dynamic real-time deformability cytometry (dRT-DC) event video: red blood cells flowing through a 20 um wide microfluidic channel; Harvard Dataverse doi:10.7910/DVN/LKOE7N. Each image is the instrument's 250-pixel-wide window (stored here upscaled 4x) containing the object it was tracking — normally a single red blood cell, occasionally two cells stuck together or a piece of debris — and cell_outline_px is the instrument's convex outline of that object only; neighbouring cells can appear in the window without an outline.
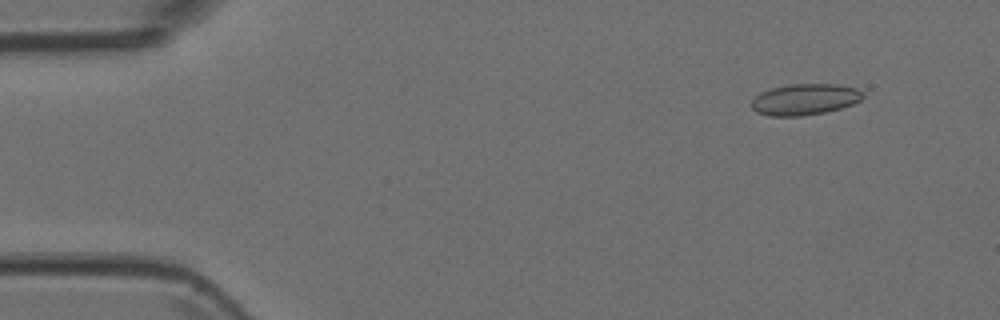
{"species": "Egyptian fruit bat (a non-hibernating species)", "species_latin": "Rousettus aegyptiacus", "temperature_condition": "room temperature", "stored_images_in_passage": 3, "camera_frame_rate_fps": 3000, "um_per_image_px": 0.085, "animal": {"sex": "female"}, "frame": {"image": 1, "passage_image": 1, "time_ms": 0.0, "image_size_px": [1000, 320], "cell_outline_px": [[864, 96], [860, 100], [852, 104], [840, 108], [824, 112], [800, 116], [768, 116], [756, 112], [752, 108], [752, 100], [760, 92], [772, 88], [788, 84], [836, 84], [856, 88], [864, 92]], "centroid_in_image_um": [68.4, 8.44], "position_along_channel_um": 16.6, "area_um2": 20.23}}
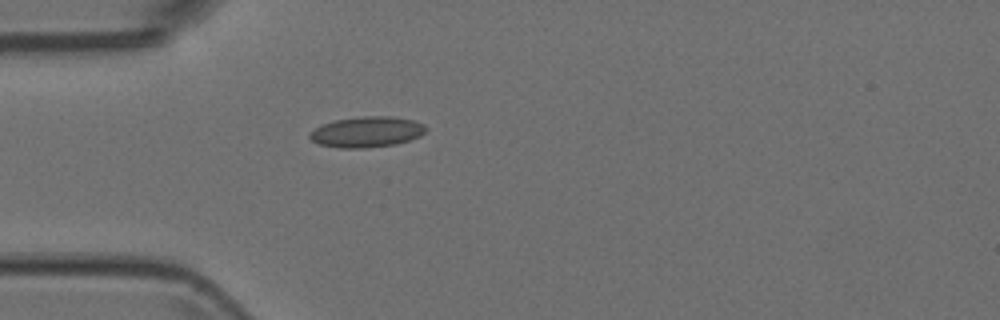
{"frame": {"image": 2, "passage_image": 3, "time_ms": 0.667, "image_size_px": [1000, 320], "cell_outline_px": [[428, 128], [420, 136], [396, 144], [364, 148], [340, 148], [320, 144], [312, 140], [308, 136], [308, 132], [324, 124], [336, 120], [364, 116], [392, 116], [412, 120], [424, 124]], "centroid_in_image_um": [31.19, 11.21], "position_along_channel_um": 53.8, "area_um2": 20.63}}